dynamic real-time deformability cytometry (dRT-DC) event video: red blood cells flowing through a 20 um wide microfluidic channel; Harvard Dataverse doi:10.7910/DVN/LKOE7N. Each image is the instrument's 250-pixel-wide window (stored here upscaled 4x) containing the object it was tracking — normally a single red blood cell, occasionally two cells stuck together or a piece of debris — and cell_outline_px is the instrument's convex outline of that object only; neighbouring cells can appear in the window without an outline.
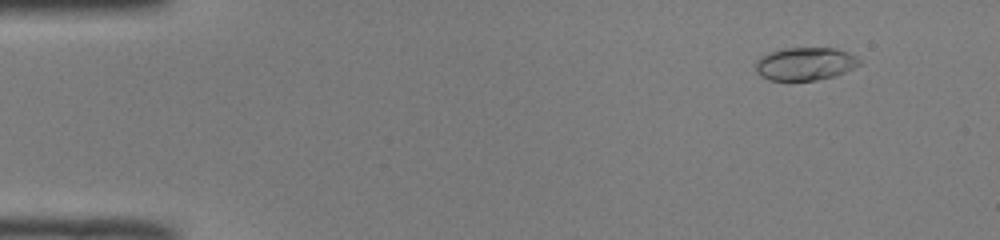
{"species": "common noctule bat (a hibernating species)", "species_latin": "Nyctalus noctula", "temperature_condition": "room temperature", "stored_images_in_passage": 52, "camera_frame_rate_fps": 3000, "um_per_image_px": 0.085, "animal": {"sex": "male", "body_mass_g": 19.0, "forearm_length_mm": 50.8}, "frame": {"image": 1, "passage_image": 5, "time_ms": 1.333, "image_size_px": [1000, 240], "cell_outline_px": [[860, 64], [836, 76], [816, 80], [768, 80], [760, 76], [756, 72], [756, 60], [760, 56], [768, 52], [780, 48], [836, 48], [848, 52], [856, 56], [860, 60]], "centroid_in_image_um": [68.4, 5.42], "position_along_channel_um": 16.6, "area_um2": 20.11}}
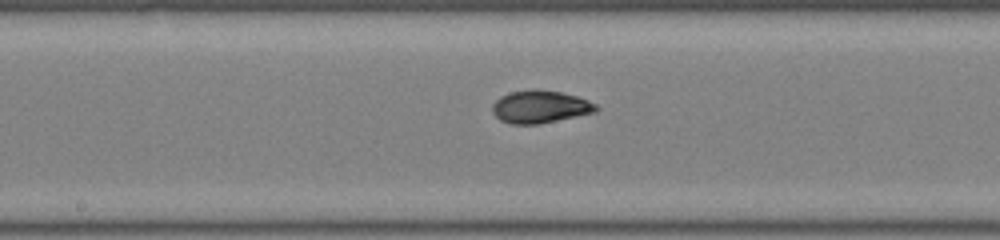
{"frame": {"image": 2, "passage_image": 27, "time_ms": 8.667, "image_size_px": [1000, 240], "cell_outline_px": [[600, 108], [596, 112], [536, 124], [512, 124], [500, 120], [492, 112], [492, 104], [500, 96], [512, 92], [536, 88], [560, 92], [576, 96], [588, 100], [596, 104]], "centroid_in_image_um": [45.9, 9.06], "position_along_channel_um": 202.3, "area_um2": 19.65}}
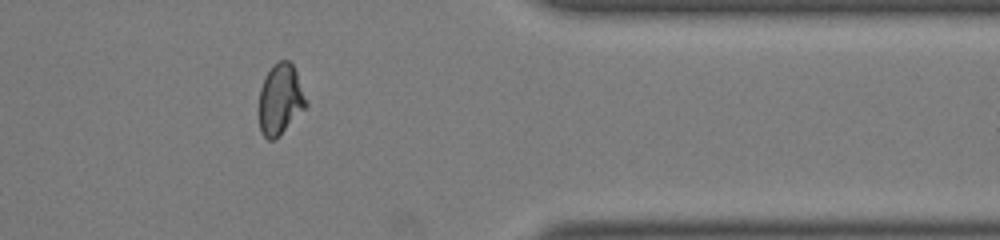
{"frame": {"image": 3, "passage_image": 42, "time_ms": 13.667, "image_size_px": [1000, 240], "cell_outline_px": [[308, 104], [272, 140], [268, 140], [260, 132], [256, 112], [260, 88], [264, 76], [272, 64], [280, 60], [288, 60], [292, 64], [296, 72], [308, 100]], "centroid_in_image_um": [23.76, 8.41], "position_along_channel_um": 387.6, "area_um2": 19.59}}